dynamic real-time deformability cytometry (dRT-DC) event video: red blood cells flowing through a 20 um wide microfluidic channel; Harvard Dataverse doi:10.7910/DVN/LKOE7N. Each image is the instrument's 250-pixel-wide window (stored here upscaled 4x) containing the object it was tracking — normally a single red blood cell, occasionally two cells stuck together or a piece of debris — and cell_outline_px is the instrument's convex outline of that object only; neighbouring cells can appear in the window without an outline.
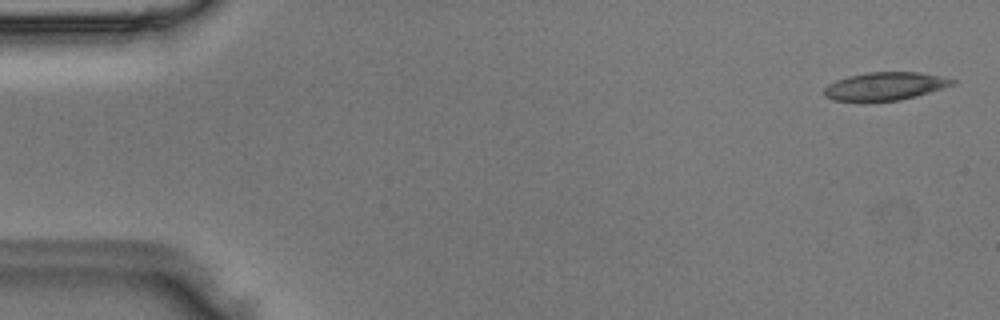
{"species": "Egyptian fruit bat (a non-hibernating species)", "species_latin": "Rousettus aegyptiacus", "temperature_condition": "room temperature", "stored_images_in_passage": 48, "camera_frame_rate_fps": 3000, "um_per_image_px": 0.085, "animal": {"sex": "male"}, "frame": {"image": 1, "passage_image": 2, "time_ms": 0.333, "image_size_px": [1000, 320], "cell_outline_px": [[956, 84], [916, 96], [900, 100], [864, 104], [832, 100], [824, 96], [824, 88], [828, 84], [836, 80], [848, 76], [868, 72], [920, 72], [940, 76], [956, 80]], "centroid_in_image_um": [75.16, 7.37], "position_along_channel_um": 9.8, "area_um2": 21.68}}
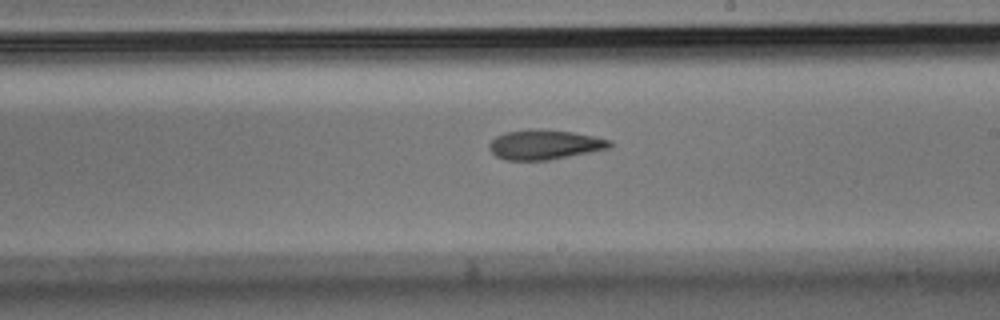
{"frame": {"image": 2, "passage_image": 28, "time_ms": 9.0, "image_size_px": [1000, 320], "cell_outline_px": [[612, 144], [608, 148], [548, 160], [504, 160], [496, 156], [488, 148], [488, 144], [496, 136], [504, 132], [528, 128], [540, 128], [572, 132], [612, 140]], "centroid_in_image_um": [46.23, 12.27], "position_along_channel_um": 242.8, "area_um2": 20.92}}
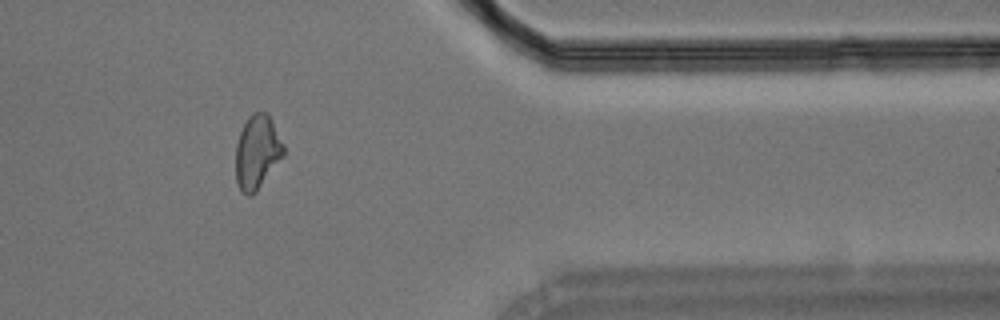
{"frame": {"image": 3, "passage_image": 40, "time_ms": 13.0, "image_size_px": [1000, 320], "cell_outline_px": [[284, 156], [256, 192], [252, 196], [248, 196], [240, 192], [236, 184], [236, 144], [240, 132], [248, 116], [252, 112], [268, 112], [284, 144]], "centroid_in_image_um": [21.86, 12.94], "position_along_channel_um": 389.5, "area_um2": 20.92}}